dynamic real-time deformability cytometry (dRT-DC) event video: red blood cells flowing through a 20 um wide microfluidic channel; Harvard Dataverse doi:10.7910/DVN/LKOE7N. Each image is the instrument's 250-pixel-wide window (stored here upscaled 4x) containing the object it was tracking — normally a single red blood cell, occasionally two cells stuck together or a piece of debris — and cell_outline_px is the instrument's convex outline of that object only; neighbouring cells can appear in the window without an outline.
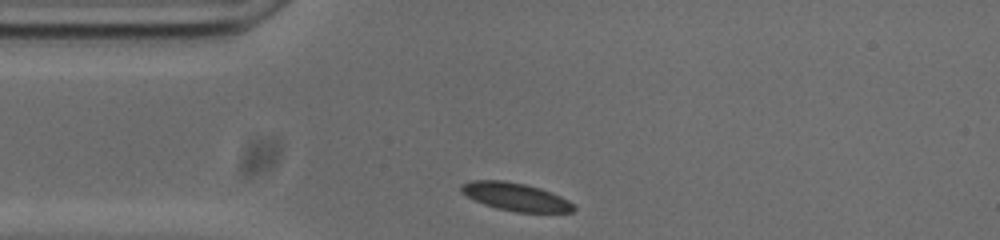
{"species": "common noctule bat (a hibernating species)", "species_latin": "Nyctalus noctula", "temperature_condition": "cold", "stored_images_in_passage": 31, "camera_frame_rate_fps": 3000, "um_per_image_px": 0.085, "animal": {"sex": "male", "body_mass_g": 20.0, "forearm_length_mm": 53.3}, "frame": {"image": 1, "passage_image": 1, "time_ms": 0.0, "image_size_px": [1000, 240], "cell_outline_px": [[576, 208], [572, 212], [516, 212], [496, 208], [484, 204], [460, 192], [460, 184], [472, 180], [504, 180], [524, 184], [540, 188], [560, 196], [568, 200]], "centroid_in_image_um": [43.8, 16.72], "position_along_channel_um": 41.2, "area_um2": 18.21}}
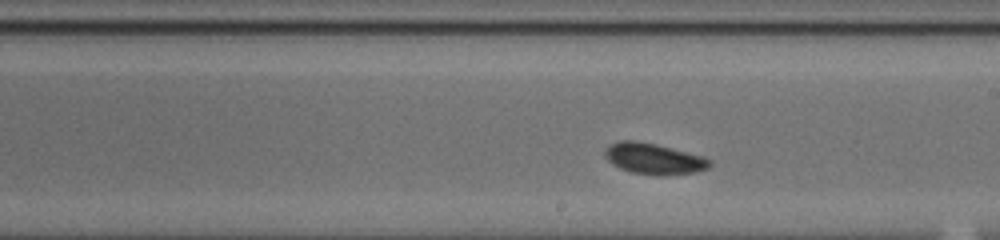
{"frame": {"image": 2, "passage_image": 18, "time_ms": 5.667, "image_size_px": [1000, 240], "cell_outline_px": [[712, 164], [708, 168], [696, 172], [664, 176], [660, 176], [632, 172], [620, 168], [612, 164], [604, 156], [604, 152], [612, 144], [620, 140], [636, 140], [656, 144], [700, 156], [712, 160]], "centroid_in_image_um": [55.58, 13.5], "position_along_channel_um": 233.4, "area_um2": 18.79}}
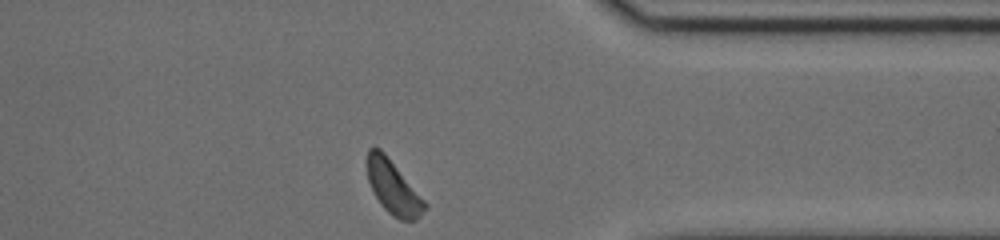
{"frame": {"image": 3, "passage_image": 31, "time_ms": 10.0, "image_size_px": [1000, 240], "cell_outline_px": [[428, 208], [416, 220], [400, 220], [392, 216], [380, 204], [368, 180], [368, 148], [380, 148], [384, 152], [428, 204]], "centroid_in_image_um": [33.46, 15.97], "position_along_channel_um": 377.9, "area_um2": 17.69}, "authors_computed_cell_mechanics": {"area_um2": 18.4382, "velocity_mm_per_s": 3.6736, "shape_relaxation_time_tau1_ms": 1.2683, "shape_relaxation_time_tau2_ms": 3.4751, "deformation_change_tau1": 0.0371, "deformation_change_tau2": 0.066}}